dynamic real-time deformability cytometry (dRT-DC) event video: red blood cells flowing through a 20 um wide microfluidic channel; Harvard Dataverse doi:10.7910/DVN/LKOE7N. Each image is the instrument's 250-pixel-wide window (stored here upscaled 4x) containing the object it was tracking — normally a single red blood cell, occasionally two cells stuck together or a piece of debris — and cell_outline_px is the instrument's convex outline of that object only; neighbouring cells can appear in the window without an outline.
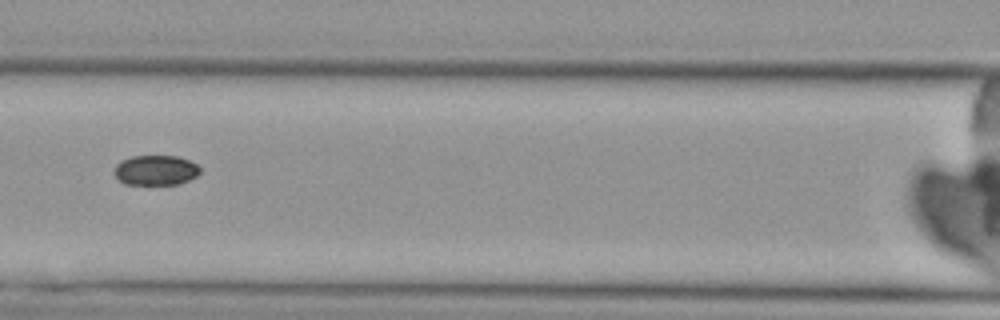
{"species": "Egyptian fruit bat (a non-hibernating species)", "species_latin": "Rousettus aegyptiacus", "temperature_condition": "cold", "stored_images_in_passage": 6, "camera_frame_rate_fps": 3000, "um_per_image_px": 0.085, "animal": {"sex": "female"}, "frame": {"image": 1, "passage_image": 4, "time_ms": 3.667, "image_size_px": [1000, 320], "cell_outline_px": [[200, 172], [196, 176], [188, 180], [176, 184], [124, 184], [112, 172], [112, 168], [120, 160], [132, 156], [176, 156], [188, 160], [196, 164], [200, 168]], "centroid_in_image_um": [13.18, 14.46], "position_along_channel_um": 153.4, "area_um2": 15.03}}
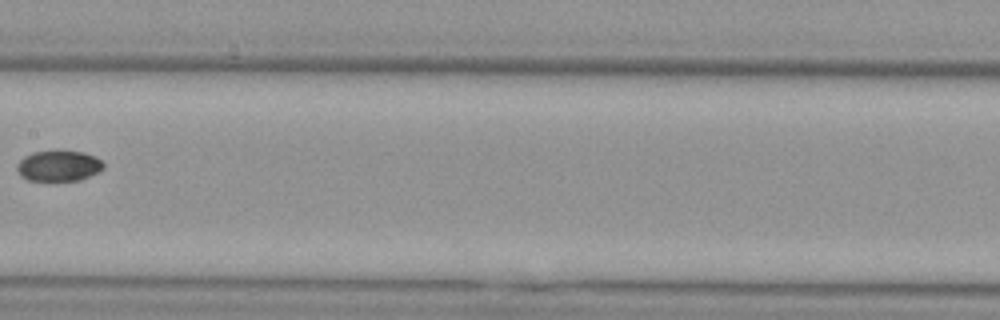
{"frame": {"image": 2, "passage_image": 5, "time_ms": 5.0, "image_size_px": [1000, 320], "cell_outline_px": [[104, 168], [80, 180], [28, 180], [20, 176], [16, 168], [16, 164], [24, 156], [32, 152], [84, 152], [96, 156], [104, 164]], "centroid_in_image_um": [4.96, 14.1], "position_along_channel_um": 202.4, "area_um2": 15.2}}